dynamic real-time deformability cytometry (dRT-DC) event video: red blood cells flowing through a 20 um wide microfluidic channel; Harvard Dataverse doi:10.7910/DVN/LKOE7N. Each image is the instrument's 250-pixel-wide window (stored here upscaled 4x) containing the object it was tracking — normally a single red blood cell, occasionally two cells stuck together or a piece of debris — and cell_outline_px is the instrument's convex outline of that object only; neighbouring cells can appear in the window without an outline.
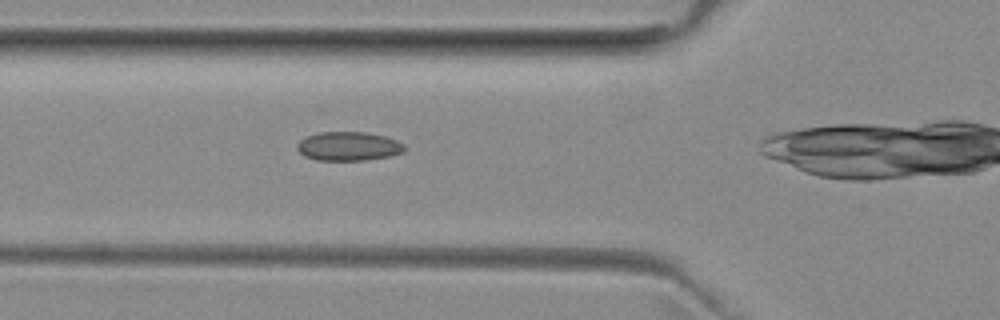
{"species": "common noctule bat (a hibernating species)", "species_latin": "Nyctalus noctula", "temperature_condition": "room temperature", "stored_images_in_passage": 30, "camera_frame_rate_fps": 3000, "um_per_image_px": 0.085, "animal": {"sex": "female", "body_mass_g": 29.2, "forearm_length_mm": 56.3}, "frame": {"image": 1, "passage_image": 6, "time_ms": 1.667, "image_size_px": [1000, 320], "cell_outline_px": [[404, 152], [392, 156], [364, 160], [316, 160], [304, 156], [296, 148], [296, 144], [300, 140], [308, 136], [320, 132], [364, 132], [384, 136], [396, 140], [404, 144]], "centroid_in_image_um": [29.62, 12.44], "position_along_channel_um": 96.2, "area_um2": 18.09}}
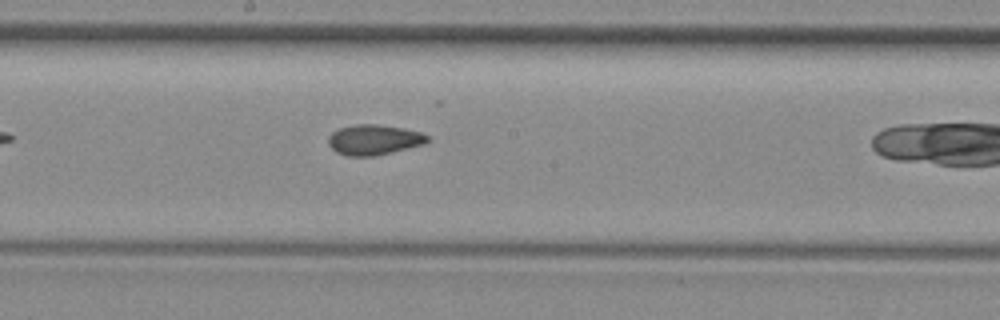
{"frame": {"image": 2, "passage_image": 15, "time_ms": 4.667, "image_size_px": [1000, 320], "cell_outline_px": [[428, 140], [424, 144], [372, 156], [344, 156], [336, 152], [328, 144], [328, 136], [332, 132], [340, 128], [356, 124], [376, 124], [400, 128], [420, 132], [428, 136]], "centroid_in_image_um": [31.72, 11.88], "position_along_channel_um": 216.5, "area_um2": 17.22}}
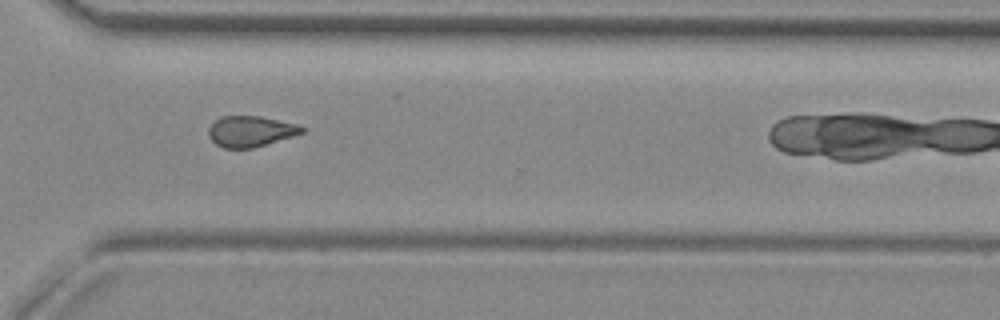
{"frame": {"image": 3, "passage_image": 25, "time_ms": 8.0, "image_size_px": [1000, 320], "cell_outline_px": [[304, 132], [292, 136], [252, 148], [224, 148], [216, 144], [208, 136], [208, 128], [220, 116], [260, 116], [296, 124], [304, 128]], "centroid_in_image_um": [21.26, 11.16], "position_along_channel_um": 349.3, "area_um2": 16.53}}